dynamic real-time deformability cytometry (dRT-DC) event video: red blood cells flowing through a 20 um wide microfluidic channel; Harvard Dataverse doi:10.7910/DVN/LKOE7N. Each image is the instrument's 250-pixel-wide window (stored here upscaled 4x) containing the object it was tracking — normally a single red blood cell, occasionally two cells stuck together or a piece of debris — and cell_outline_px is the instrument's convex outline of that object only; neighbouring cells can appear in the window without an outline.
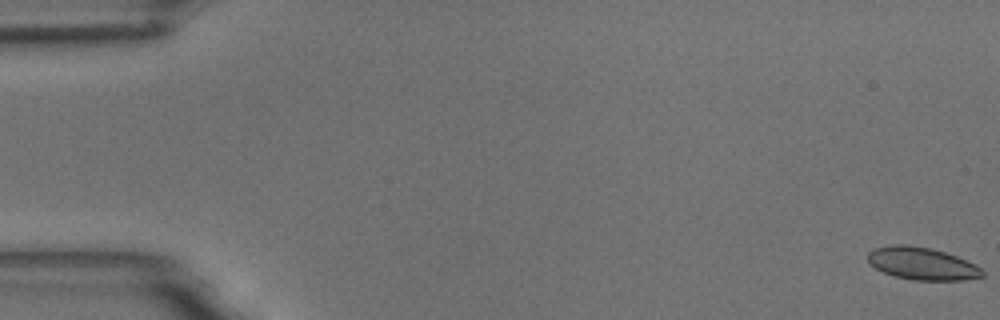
{"species": "common noctule bat (a hibernating species)", "species_latin": "Nyctalus noctula", "temperature_condition": "room temperature", "stored_images_in_passage": 56, "camera_frame_rate_fps": 3000, "um_per_image_px": 0.085, "animal": {"sex": "male", "body_mass_g": 18.8}, "frame": {"image": 1, "passage_image": 1, "time_ms": 0.0, "image_size_px": [1000, 320], "cell_outline_px": [[984, 276], [964, 280], [912, 280], [896, 276], [884, 272], [868, 264], [868, 252], [872, 248], [888, 244], [904, 244], [932, 248], [956, 256], [980, 268], [984, 272]], "centroid_in_image_um": [78.31, 22.39], "position_along_channel_um": 6.7, "area_um2": 21.68}}
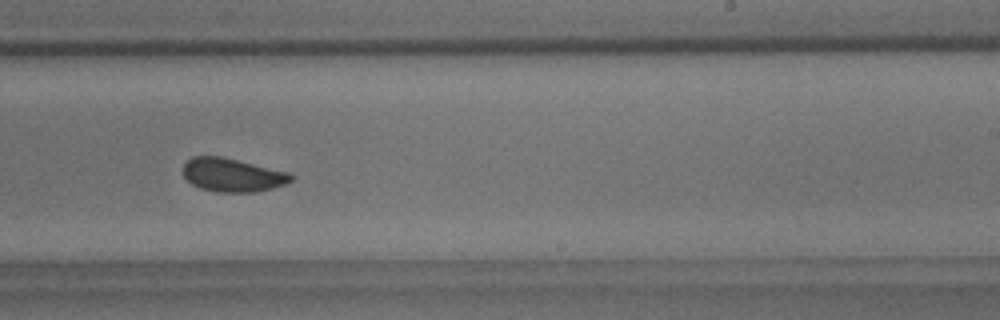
{"frame": {"image": 2, "passage_image": 35, "time_ms": 11.333, "image_size_px": [1000, 320], "cell_outline_px": [[292, 180], [284, 184], [272, 188], [256, 192], [216, 192], [200, 188], [192, 184], [184, 176], [184, 164], [192, 156], [220, 156], [288, 172], [292, 176]], "centroid_in_image_um": [19.73, 14.88], "position_along_channel_um": 269.3, "area_um2": 20.81}}
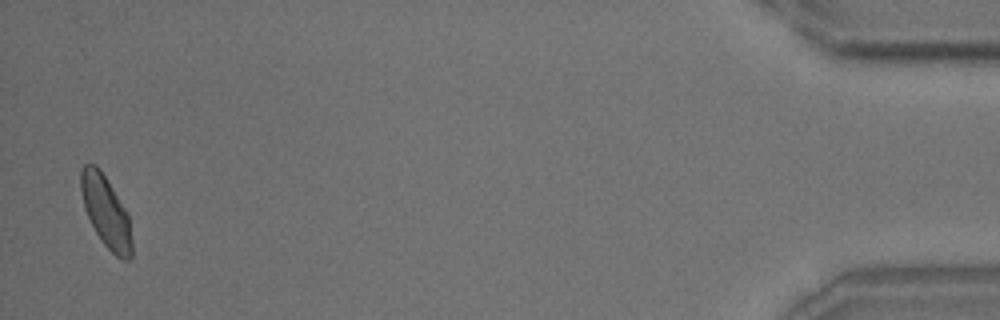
{"frame": {"image": 3, "passage_image": 55, "time_ms": 18.0, "image_size_px": [1000, 320], "cell_outline_px": [[132, 256], [128, 260], [120, 260], [100, 240], [84, 208], [80, 192], [80, 172], [84, 164], [96, 164], [100, 168], [112, 188], [128, 216], [132, 240]], "centroid_in_image_um": [8.98, 18.0], "position_along_channel_um": 426.2, "area_um2": 21.04}, "authors_computed_cell_mechanics": {"area_um2": 21.4149, "velocity_mm_per_s": 3.6702, "shape_relaxation_time_tau1_ms": 3.2142, "shape_relaxation_time_tau2_ms": 0.9576, "deformation_change_tau1": 0.082, "deformation_change_tau2": 0.0558}}